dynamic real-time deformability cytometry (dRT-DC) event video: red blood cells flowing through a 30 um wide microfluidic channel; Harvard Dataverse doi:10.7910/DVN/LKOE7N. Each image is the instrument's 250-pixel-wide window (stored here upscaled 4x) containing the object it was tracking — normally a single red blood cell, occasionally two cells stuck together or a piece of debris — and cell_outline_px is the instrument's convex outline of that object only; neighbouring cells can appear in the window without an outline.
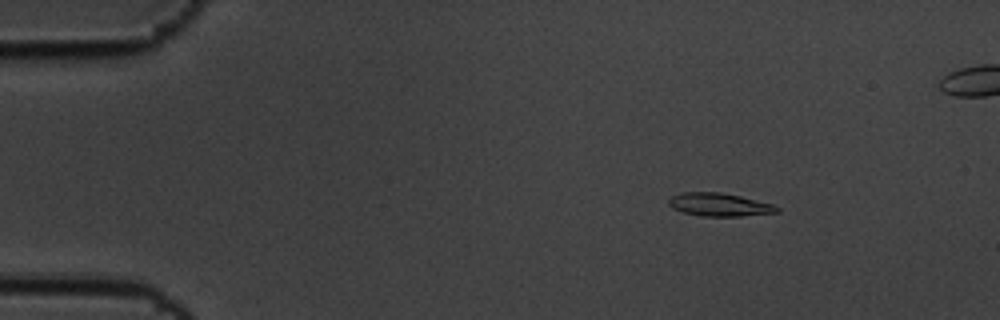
{"species": "common noctule bat (a hibernating species)", "species_latin": "Nyctalus noctula", "temperature_condition": "cold", "stored_images_in_passage": 59, "segment_of_instrument_passage": [1, 2], "camera_frame_rate_fps": 3000, "um_per_image_px": 0.085, "animal": {"sex": "male", "body_mass_g": 19.5, "forearm_length_mm": 54.6}, "frame": {"image": 1, "passage_image": 8, "time_ms": 2.333, "image_size_px": [1000, 320], "cell_outline_px": [[780, 212], [740, 216], [700, 216], [684, 212], [672, 208], [668, 204], [668, 200], [672, 196], [684, 192], [720, 192], [740, 196], [772, 204], [780, 208]], "centroid_in_image_um": [61.14, 17.4], "position_along_channel_um": 23.9, "area_um2": 14.51}}
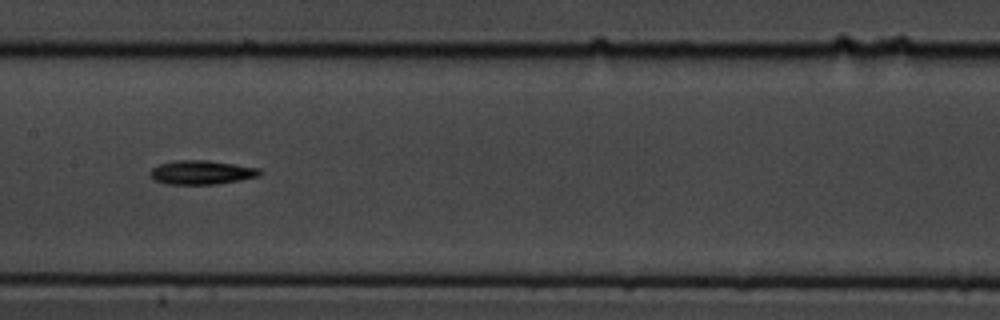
{"frame": {"image": 2, "passage_image": 29, "time_ms": 9.333, "image_size_px": [1000, 320], "cell_outline_px": [[264, 172], [260, 176], [240, 180], [216, 184], [168, 184], [156, 180], [148, 172], [152, 168], [160, 164], [176, 160], [208, 160], [260, 168]], "centroid_in_image_um": [17.18, 14.65], "position_along_channel_um": 190.2, "area_um2": 15.32}}
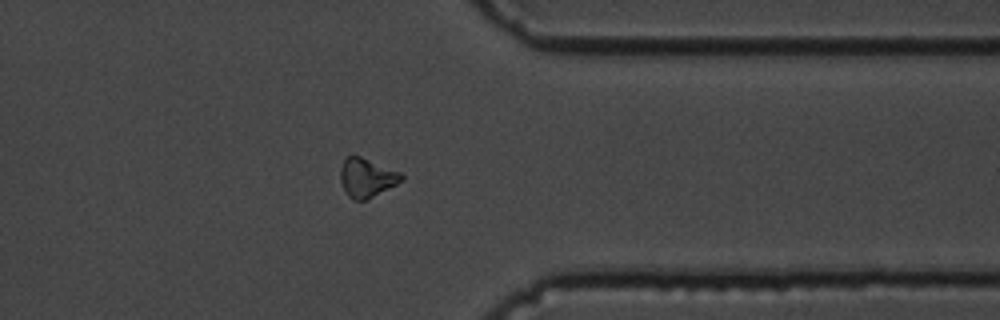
{"frame": {"image": 3, "passage_image": 46, "time_ms": 15.0, "image_size_px": [1000, 320], "cell_outline_px": [[404, 180], [364, 200], [352, 200], [348, 196], [340, 180], [340, 168], [344, 160], [352, 152], [400, 172], [404, 176]], "centroid_in_image_um": [31.15, 15.06], "position_along_channel_um": 380.3, "area_um2": 13.87}}